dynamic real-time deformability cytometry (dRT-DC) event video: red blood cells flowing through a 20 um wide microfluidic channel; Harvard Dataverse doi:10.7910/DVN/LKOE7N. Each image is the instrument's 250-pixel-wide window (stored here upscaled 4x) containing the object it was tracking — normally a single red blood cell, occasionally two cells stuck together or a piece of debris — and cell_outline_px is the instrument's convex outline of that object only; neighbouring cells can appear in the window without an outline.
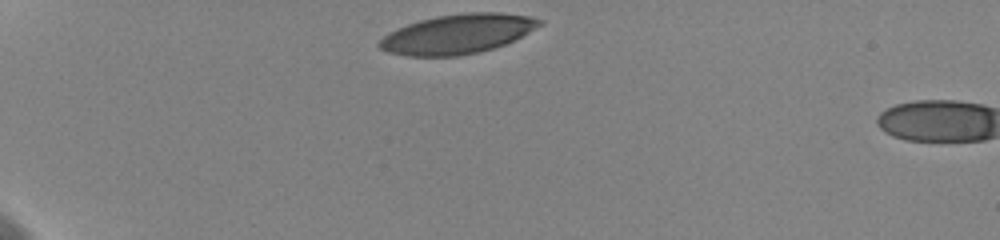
{"species": "human", "species_latin": "Homo sapiens", "temperature_condition": "cold", "stored_images_in_passage": 3, "camera_frame_rate_fps": 3000, "um_per_image_px": 0.085, "donor": {"sex": "female"}, "frame": {"image": 1, "passage_image": 1, "time_ms": 0.0, "image_size_px": [1000, 240], "cell_outline_px": [[544, 24], [504, 44], [492, 48], [460, 56], [408, 56], [388, 52], [380, 48], [376, 44], [388, 32], [408, 24], [420, 20], [436, 16], [468, 12], [500, 12], [528, 16], [544, 20]], "centroid_in_image_um": [38.88, 2.88], "position_along_channel_um": 46.1, "area_um2": 36.65}}